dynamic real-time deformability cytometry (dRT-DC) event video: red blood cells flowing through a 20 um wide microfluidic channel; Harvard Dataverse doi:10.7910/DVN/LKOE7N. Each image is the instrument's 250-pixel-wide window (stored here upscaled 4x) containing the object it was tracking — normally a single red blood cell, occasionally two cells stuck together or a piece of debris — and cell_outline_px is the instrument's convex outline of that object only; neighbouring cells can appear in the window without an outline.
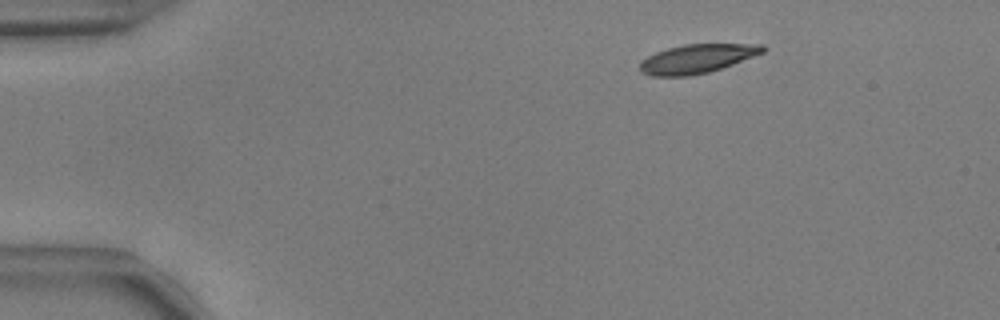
{"species": "common noctule bat (a hibernating species)", "species_latin": "Nyctalus noctula", "temperature_condition": "warm", "stored_images_in_passage": 27, "camera_frame_rate_fps": 3000, "um_per_image_px": 0.085, "animal": {"sex": "male", "body_mass_g": 17.9, "forearm_length_mm": 54.2}, "frame": {"image": 1, "passage_image": 8, "time_ms": 2.333, "image_size_px": [1000, 320], "cell_outline_px": [[764, 52], [732, 64], [708, 72], [688, 76], [652, 76], [640, 72], [640, 60], [656, 52], [668, 48], [684, 44], [764, 44]], "centroid_in_image_um": [59.2, 4.99], "position_along_channel_um": 25.8, "area_um2": 20.52}}
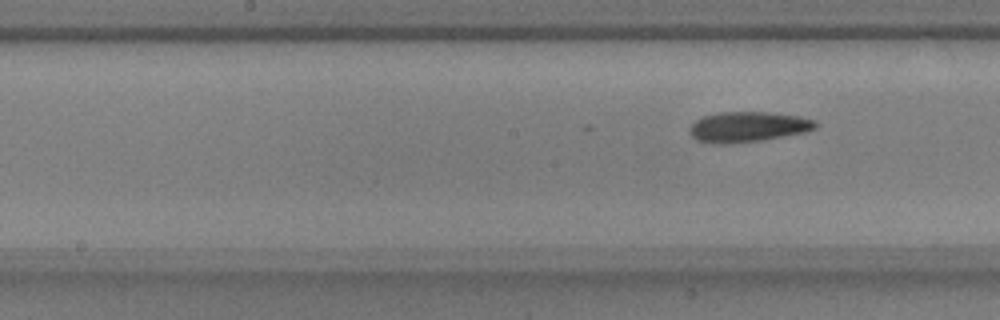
{"frame": {"image": 2, "passage_image": 27, "time_ms": 8.667, "image_size_px": [1000, 320], "cell_outline_px": [[816, 128], [804, 132], [764, 140], [732, 144], [712, 144], [696, 140], [688, 132], [688, 128], [696, 120], [704, 116], [720, 112], [768, 112], [800, 116], [816, 120]], "centroid_in_image_um": [63.54, 10.79], "position_along_channel_um": 184.7, "area_um2": 22.48}}